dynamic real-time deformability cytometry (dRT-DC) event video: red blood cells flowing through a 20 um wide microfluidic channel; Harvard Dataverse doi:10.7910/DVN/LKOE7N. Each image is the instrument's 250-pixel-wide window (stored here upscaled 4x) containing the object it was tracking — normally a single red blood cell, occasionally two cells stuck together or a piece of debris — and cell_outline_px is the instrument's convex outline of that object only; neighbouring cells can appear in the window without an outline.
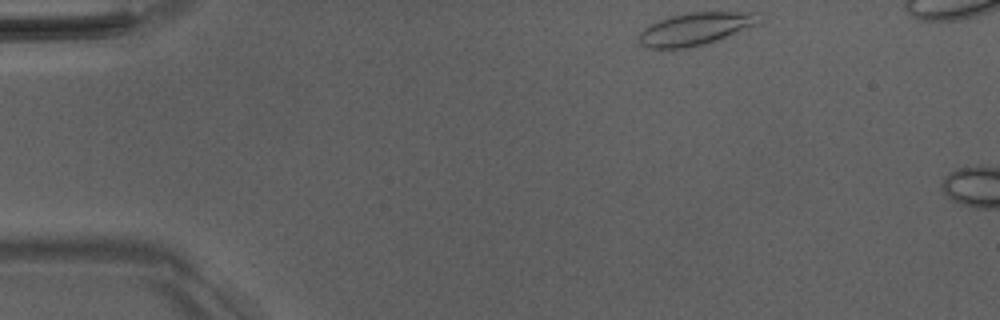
{"species": "Egyptian fruit bat (a non-hibernating species)", "species_latin": "Rousettus aegyptiacus", "temperature_condition": "room temperature", "stored_images_in_passage": 4, "camera_frame_rate_fps": 3000, "um_per_image_px": 0.085, "animal": {"sex": "male"}, "frame": {"image": 1, "passage_image": 1, "time_ms": 0.0, "image_size_px": [1000, 320], "cell_outline_px": [[760, 12], [756, 24], [720, 40], [688, 48], [648, 48], [640, 44], [640, 32], [648, 24], [672, 16], [688, 12]], "centroid_in_image_um": [59.1, 2.45], "position_along_channel_um": 25.9, "area_um2": 22.6}}